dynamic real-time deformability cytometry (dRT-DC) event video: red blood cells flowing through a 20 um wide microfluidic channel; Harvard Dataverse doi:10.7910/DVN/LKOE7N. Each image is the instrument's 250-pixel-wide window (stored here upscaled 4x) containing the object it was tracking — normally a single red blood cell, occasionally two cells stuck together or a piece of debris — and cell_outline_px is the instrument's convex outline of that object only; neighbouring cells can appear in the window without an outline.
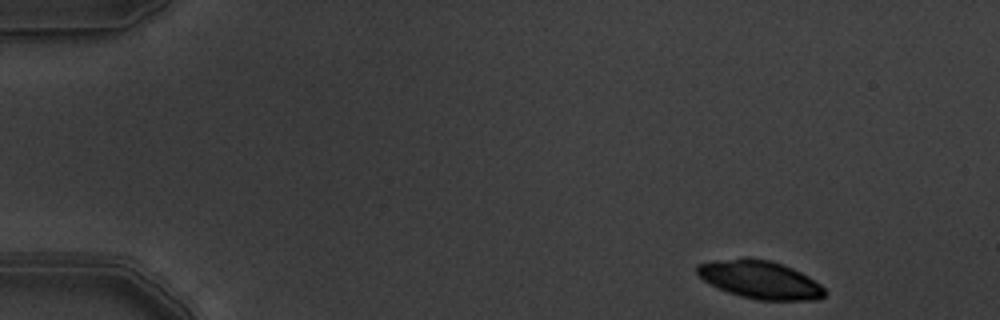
{"species": "common noctule bat (a hibernating species)", "species_latin": "Nyctalus noctula", "temperature_condition": "warm", "stored_images_in_passage": 4, "camera_frame_rate_fps": 3000, "um_per_image_px": 0.085, "animal": {"sex": "male", "body_mass_g": 19.5, "forearm_length_mm": 54.6}, "frame": {"image": 1, "passage_image": 1, "time_ms": 0.0, "image_size_px": [1000, 320], "cell_outline_px": [[828, 292], [824, 296], [816, 300], [760, 300], [740, 296], [728, 292], [704, 280], [696, 272], [696, 264], [716, 260], [748, 256], [768, 260], [792, 268], [808, 276], [820, 284]], "centroid_in_image_um": [64.61, 23.76], "position_along_channel_um": 20.4, "area_um2": 28.26}}